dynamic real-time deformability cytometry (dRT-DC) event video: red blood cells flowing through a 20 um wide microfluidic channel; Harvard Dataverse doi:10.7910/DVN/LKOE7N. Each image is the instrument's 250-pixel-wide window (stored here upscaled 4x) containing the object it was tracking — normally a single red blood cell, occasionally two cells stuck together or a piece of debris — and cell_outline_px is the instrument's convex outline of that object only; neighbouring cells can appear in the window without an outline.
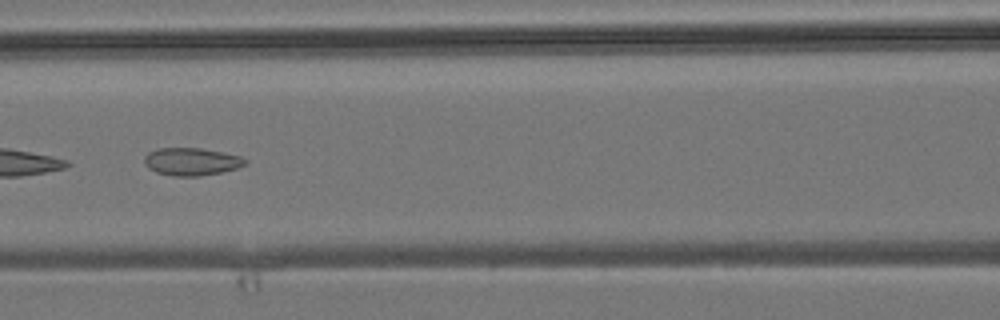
{"species": "common noctule bat (a hibernating species)", "species_latin": "Nyctalus noctula", "temperature_condition": "room temperature", "stored_images_in_passage": 6, "camera_frame_rate_fps": 3000, "um_per_image_px": 0.085, "animal": {"sex": "male", "body_mass_g": 19.2, "forearm_length_mm": 51.8}, "frame": {"image": 1, "passage_image": 6, "time_ms": 6.333, "image_size_px": [1000, 320], "cell_outline_px": [[248, 164], [236, 168], [220, 172], [200, 176], [172, 176], [156, 172], [148, 168], [144, 164], [144, 156], [148, 152], [160, 148], [200, 148], [240, 156], [248, 160]], "centroid_in_image_um": [16.26, 13.74], "position_along_channel_um": 150.3, "area_um2": 16.24}}